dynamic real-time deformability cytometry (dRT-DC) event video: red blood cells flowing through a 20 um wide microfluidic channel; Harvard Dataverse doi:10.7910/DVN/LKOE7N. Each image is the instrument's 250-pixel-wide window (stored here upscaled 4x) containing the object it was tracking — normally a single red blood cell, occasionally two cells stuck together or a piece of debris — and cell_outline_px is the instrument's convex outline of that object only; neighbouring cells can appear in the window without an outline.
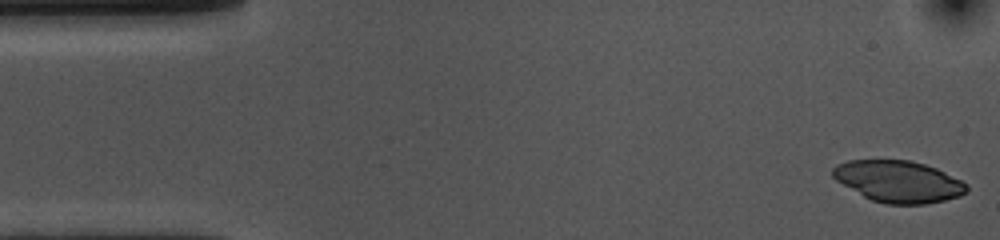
{"species": "common noctule bat (a hibernating species)", "species_latin": "Nyctalus noctula", "temperature_condition": "cold", "stored_images_in_passage": 53, "camera_frame_rate_fps": 3000, "um_per_image_px": 0.085, "animal": {"sex": "female", "body_mass_g": 10.0, "forearm_length_mm": 53.1}, "frame": {"image": 1, "passage_image": 1, "time_ms": 0.0, "image_size_px": [1000, 240], "cell_outline_px": [[968, 192], [960, 196], [944, 200], [924, 204], [884, 204], [872, 200], [864, 196], [836, 180], [832, 176], [832, 168], [836, 164], [848, 160], [908, 160], [924, 164], [936, 168], [968, 184]], "centroid_in_image_um": [76.37, 15.42], "position_along_channel_um": 8.6, "area_um2": 32.37}}